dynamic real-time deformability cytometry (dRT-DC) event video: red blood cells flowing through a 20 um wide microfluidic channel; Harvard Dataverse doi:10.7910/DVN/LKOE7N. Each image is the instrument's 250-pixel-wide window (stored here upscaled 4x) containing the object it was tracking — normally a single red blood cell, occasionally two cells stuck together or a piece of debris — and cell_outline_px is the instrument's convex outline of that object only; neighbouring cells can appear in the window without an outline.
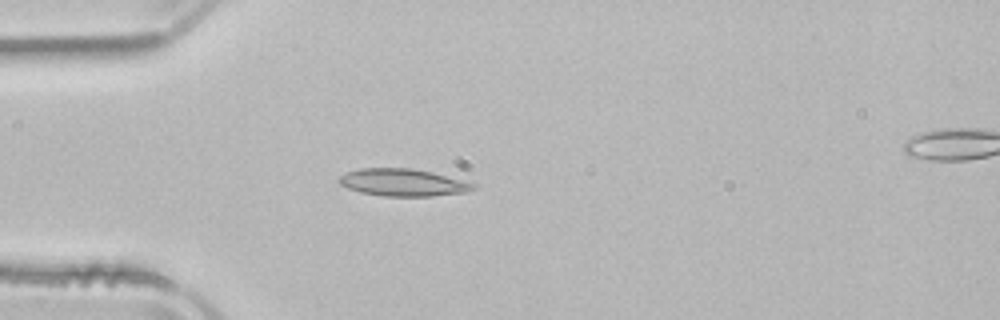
{"species": "common noctule bat (a hibernating species)", "species_latin": "Nyctalus noctula", "temperature_condition": "room temperature", "stored_images_in_passage": 38, "camera_frame_rate_fps": 3000, "um_per_image_px": 0.085, "animal": {"sex": "male", "body_mass_g": 21.5, "forearm_length_mm": 52.0}, "frame": {"image": 1, "passage_image": 1, "time_ms": 0.0, "image_size_px": [1000, 320], "cell_outline_px": [[476, 188], [468, 192], [432, 196], [384, 196], [360, 192], [348, 188], [340, 184], [336, 180], [340, 176], [348, 172], [360, 168], [412, 168], [432, 172], [476, 184]], "centroid_in_image_um": [34.25, 15.51], "position_along_channel_um": 50.8, "area_um2": 21.33}}
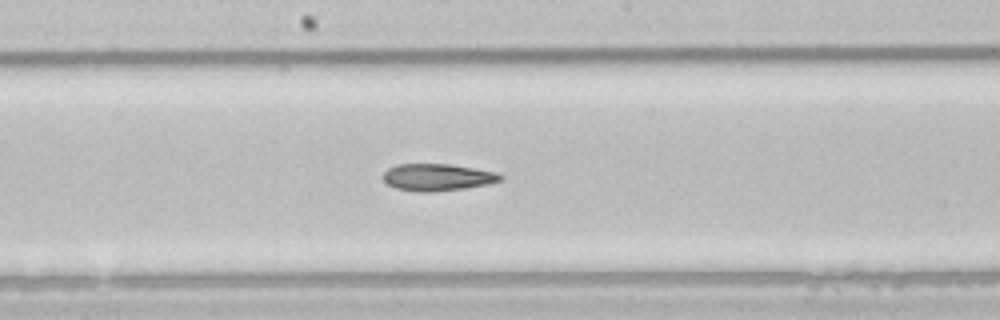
{"frame": {"image": 2, "passage_image": 14, "time_ms": 4.333, "image_size_px": [1000, 320], "cell_outline_px": [[504, 176], [500, 180], [488, 184], [464, 188], [432, 192], [420, 192], [396, 188], [388, 184], [384, 180], [384, 172], [388, 168], [400, 164], [448, 164], [496, 172]], "centroid_in_image_um": [37.18, 15.07], "position_along_channel_um": 211.0, "area_um2": 18.21}}
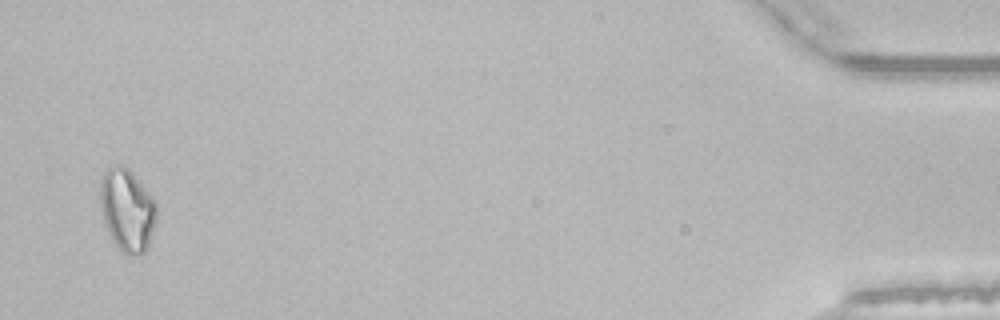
{"frame": {"image": 3, "passage_image": 37, "time_ms": 12.0, "image_size_px": [1000, 320], "cell_outline_px": [[156, 220], [148, 244], [144, 252], [132, 256], [128, 256], [112, 240], [104, 224], [100, 208], [100, 180], [104, 172], [108, 168], [116, 164], [120, 164], [128, 168], [132, 172], [156, 200]], "centroid_in_image_um": [10.79, 17.82], "position_along_channel_um": 424.4, "area_um2": 27.22}, "authors_computed_cell_mechanics": {"area_um2": 19.1318, "velocity_mm_per_s": 3.9274, "shape_relaxation_time_tau1_ms": null, "shape_relaxation_time_tau2_ms": 5.264, "deformation_change_tau1": null, "deformation_change_tau2": 0.1229}}